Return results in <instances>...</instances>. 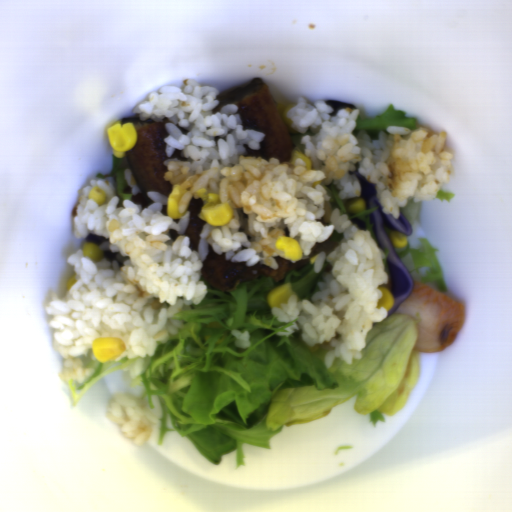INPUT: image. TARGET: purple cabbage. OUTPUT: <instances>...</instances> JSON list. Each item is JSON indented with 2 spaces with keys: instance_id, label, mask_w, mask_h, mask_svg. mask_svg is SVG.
<instances>
[{
  "instance_id": "purple-cabbage-1",
  "label": "purple cabbage",
  "mask_w": 512,
  "mask_h": 512,
  "mask_svg": "<svg viewBox=\"0 0 512 512\" xmlns=\"http://www.w3.org/2000/svg\"><path fill=\"white\" fill-rule=\"evenodd\" d=\"M352 175L360 185L359 199H364L365 209L375 207L368 216L372 224L373 240L376 246L384 252L383 265L387 274V282L382 286L386 287L394 297L393 307L387 309L386 318H388L396 313L397 309L411 295L414 281L407 266L401 260L396 246L393 245L387 228L393 232L400 231L406 237L412 234V226L400 210L397 218H394L392 214L384 213L374 184L368 181L363 174H359L357 170L352 171Z\"/></svg>"
},
{
  "instance_id": "purple-cabbage-2",
  "label": "purple cabbage",
  "mask_w": 512,
  "mask_h": 512,
  "mask_svg": "<svg viewBox=\"0 0 512 512\" xmlns=\"http://www.w3.org/2000/svg\"><path fill=\"white\" fill-rule=\"evenodd\" d=\"M333 110V112L331 113V117H335L339 111L340 108H353V109H358V107H356L355 105H351V104H348V103H345L343 101H340L338 99H330L328 101H325Z\"/></svg>"
},
{
  "instance_id": "purple-cabbage-3",
  "label": "purple cabbage",
  "mask_w": 512,
  "mask_h": 512,
  "mask_svg": "<svg viewBox=\"0 0 512 512\" xmlns=\"http://www.w3.org/2000/svg\"><path fill=\"white\" fill-rule=\"evenodd\" d=\"M85 238L88 243H95L98 245V247L104 241L103 236H99V235H96V234L90 233V232L87 234V236Z\"/></svg>"
},
{
  "instance_id": "purple-cabbage-4",
  "label": "purple cabbage",
  "mask_w": 512,
  "mask_h": 512,
  "mask_svg": "<svg viewBox=\"0 0 512 512\" xmlns=\"http://www.w3.org/2000/svg\"><path fill=\"white\" fill-rule=\"evenodd\" d=\"M101 251H102V258H104L108 261H112L116 258L115 252H112L110 249L109 250H101Z\"/></svg>"
}]
</instances>
